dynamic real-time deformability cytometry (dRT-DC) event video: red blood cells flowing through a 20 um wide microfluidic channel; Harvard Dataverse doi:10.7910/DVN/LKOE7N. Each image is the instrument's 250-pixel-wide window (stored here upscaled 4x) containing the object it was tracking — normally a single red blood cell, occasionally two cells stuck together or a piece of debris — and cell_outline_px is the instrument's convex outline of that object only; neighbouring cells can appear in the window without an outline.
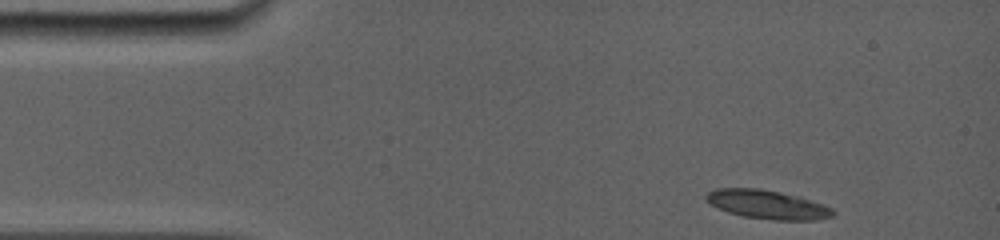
{"species": "common noctule bat (a hibernating species)", "species_latin": "Nyctalus noctula", "temperature_condition": "room temperature", "stored_images_in_passage": 35, "camera_frame_rate_fps": 5000, "um_per_image_px": 0.085, "animal": {"sex": "female", "body_mass_g": 19.0, "forearm_length_mm": 56.7}, "frame": {"image": 1, "passage_image": 1, "time_ms": 0.0, "image_size_px": [1000, 240], "cell_outline_px": [[836, 212], [832, 216], [816, 220], [772, 220], [744, 216], [728, 212], [716, 208], [704, 200], [704, 196], [708, 192], [716, 188], [760, 188], [780, 192], [796, 196], [824, 204], [832, 208]], "centroid_in_image_um": [65.19, 17.38], "position_along_channel_um": 19.8, "area_um2": 21.39}}
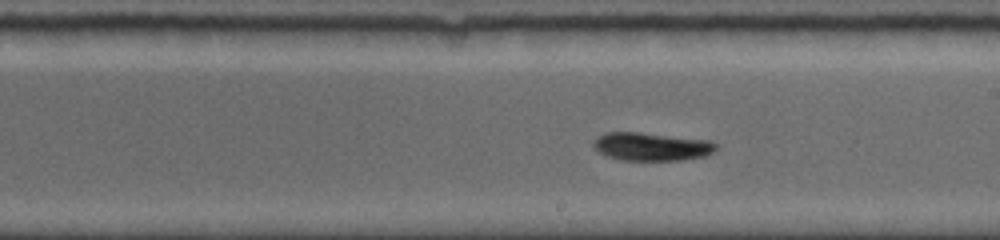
{"frame": {"image": 2, "passage_image": 20, "time_ms": 7.4, "image_size_px": [1000, 240], "cell_outline_px": [[716, 148], [712, 152], [704, 156], [684, 160], [620, 160], [608, 156], [600, 152], [592, 144], [596, 136], [608, 132], [640, 132], [712, 140], [716, 144]], "centroid_in_image_um": [55.39, 12.45], "position_along_channel_um": 233.6, "area_um2": 20.17}}
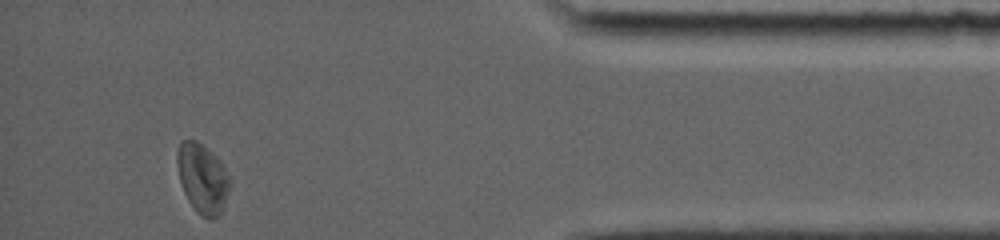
{"frame": {"image": 3, "passage_image": 35, "time_ms": 13.0, "image_size_px": [1000, 240], "cell_outline_px": [[232, 180], [224, 208], [220, 216], [212, 220], [208, 220], [200, 216], [196, 212], [188, 200], [184, 192], [180, 180], [176, 164], [176, 152], [180, 144], [184, 140], [196, 140], [216, 156], [220, 160]], "centroid_in_image_um": [17.24, 15.21], "position_along_channel_um": 418.0, "area_um2": 21.79}, "authors_computed_cell_mechanics": {"area_um2": 20.1722, "velocity_mm_per_s": 3.8742, "shape_relaxation_time_tau1_ms": 2.924, "shape_relaxation_time_tau2_ms": 4.7829, "deformation_change_tau1": 0.0959, "deformation_change_tau2": 0.0907}}